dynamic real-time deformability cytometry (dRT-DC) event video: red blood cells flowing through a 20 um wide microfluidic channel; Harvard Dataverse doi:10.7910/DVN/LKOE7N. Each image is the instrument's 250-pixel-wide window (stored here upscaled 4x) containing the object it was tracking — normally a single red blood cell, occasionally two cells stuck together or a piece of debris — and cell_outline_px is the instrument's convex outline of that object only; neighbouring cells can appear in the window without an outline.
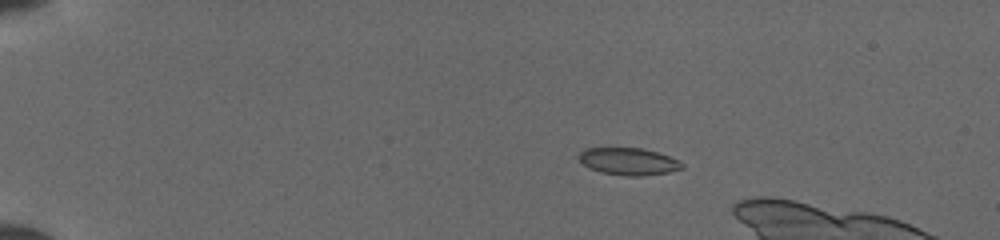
{"species": "common noctule bat (a hibernating species)", "species_latin": "Nyctalus noctula", "temperature_condition": "cold", "stored_images_in_passage": 7, "camera_frame_rate_fps": 3000, "um_per_image_px": 0.085, "animal": {"sex": "female", "body_mass_g": 19.5, "forearm_length_mm": 54.1}, "frame": {"image": 1, "passage_image": 1, "time_ms": 0.0, "image_size_px": [1000, 240], "cell_outline_px": [[684, 168], [668, 172], [640, 176], [628, 176], [600, 172], [588, 168], [576, 156], [584, 148], [644, 148], [680, 160], [684, 164]], "centroid_in_image_um": [53.42, 13.72], "position_along_channel_um": 31.6, "area_um2": 16.42}}